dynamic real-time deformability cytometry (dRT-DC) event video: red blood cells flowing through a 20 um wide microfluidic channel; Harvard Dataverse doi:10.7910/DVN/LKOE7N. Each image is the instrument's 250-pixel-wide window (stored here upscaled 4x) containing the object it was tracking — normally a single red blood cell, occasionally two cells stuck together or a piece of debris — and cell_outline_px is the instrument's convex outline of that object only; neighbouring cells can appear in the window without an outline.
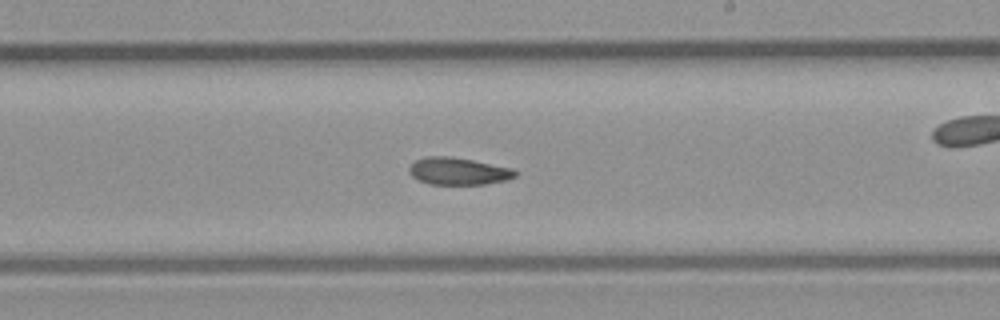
{"species": "common noctule bat (a hibernating species)", "species_latin": "Nyctalus noctula", "temperature_condition": "room temperature", "stored_images_in_passage": 41, "camera_frame_rate_fps": 3000, "um_per_image_px": 0.085, "animal": {"sex": "male", "body_mass_g": 23.1, "forearm_length_mm": 52.7}, "frame": {"image": 1, "passage_image": 24, "time_ms": 7.667, "image_size_px": [1000, 320], "cell_outline_px": [[520, 172], [516, 176], [504, 180], [484, 184], [428, 184], [412, 176], [408, 172], [408, 168], [416, 160], [424, 156], [448, 156], [472, 160], [512, 168]], "centroid_in_image_um": [38.95, 14.54], "position_along_channel_um": 250.1, "area_um2": 16.76}}